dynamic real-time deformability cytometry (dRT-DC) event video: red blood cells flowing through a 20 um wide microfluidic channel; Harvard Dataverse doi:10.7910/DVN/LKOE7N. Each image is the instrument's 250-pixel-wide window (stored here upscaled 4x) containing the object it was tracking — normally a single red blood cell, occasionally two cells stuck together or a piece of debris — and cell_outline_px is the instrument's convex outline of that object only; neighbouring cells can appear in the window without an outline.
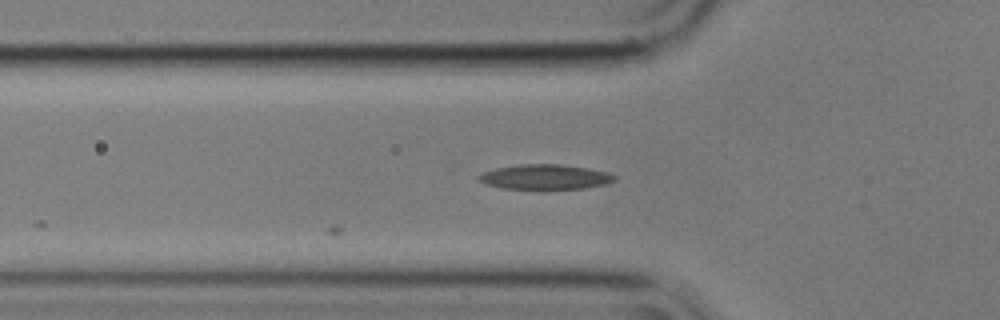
{"species": "common noctule bat (a hibernating species)", "species_latin": "Nyctalus noctula", "temperature_condition": "cold", "stored_images_in_passage": 6, "camera_frame_rate_fps": 3000, "um_per_image_px": 0.085, "animal": {"sex": "male", "body_mass_g": 17.9}, "frame": {"image": 1, "passage_image": 6, "time_ms": 1.667, "image_size_px": [1000, 320], "cell_outline_px": [[616, 180], [604, 184], [584, 188], [540, 192], [504, 188], [488, 184], [476, 180], [476, 176], [480, 172], [496, 168], [520, 164], [560, 164], [588, 168], [608, 172], [616, 176]], "centroid_in_image_um": [46.29, 15.08], "position_along_channel_um": 79.5, "area_um2": 20.69}}